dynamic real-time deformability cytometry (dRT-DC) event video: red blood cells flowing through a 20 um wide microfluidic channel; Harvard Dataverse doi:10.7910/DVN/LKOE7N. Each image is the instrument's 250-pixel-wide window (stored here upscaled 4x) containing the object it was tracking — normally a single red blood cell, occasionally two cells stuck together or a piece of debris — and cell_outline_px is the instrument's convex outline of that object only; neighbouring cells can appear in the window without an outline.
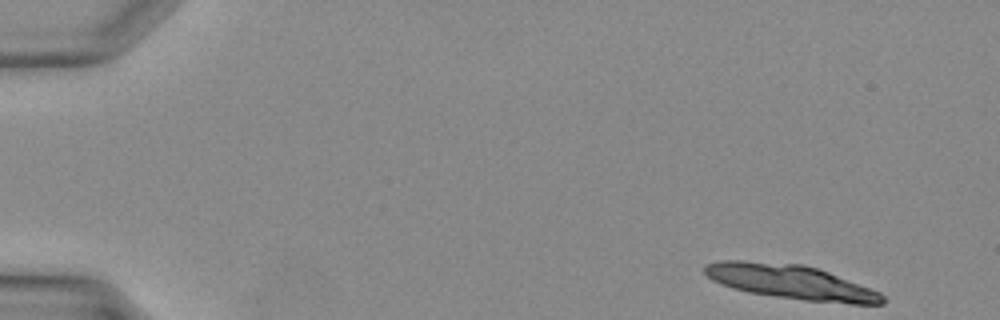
{"species": "Egyptian fruit bat (a non-hibernating species)", "species_latin": "Rousettus aegyptiacus", "temperature_condition": "warm", "stored_images_in_passage": 15, "camera_frame_rate_fps": 3000, "um_per_image_px": 0.085, "animal": {"sex": "female"}, "frame": {"image": 1, "passage_image": 1, "time_ms": 0.0, "image_size_px": [1000, 320], "cell_outline_px": [[888, 300], [884, 304], [852, 304], [804, 300], [748, 292], [732, 288], [720, 284], [712, 280], [704, 272], [704, 264], [720, 260], [744, 260], [804, 264], [828, 272], [880, 292]], "centroid_in_image_um": [67.2, 23.96], "position_along_channel_um": 17.8, "area_um2": 35.6}}